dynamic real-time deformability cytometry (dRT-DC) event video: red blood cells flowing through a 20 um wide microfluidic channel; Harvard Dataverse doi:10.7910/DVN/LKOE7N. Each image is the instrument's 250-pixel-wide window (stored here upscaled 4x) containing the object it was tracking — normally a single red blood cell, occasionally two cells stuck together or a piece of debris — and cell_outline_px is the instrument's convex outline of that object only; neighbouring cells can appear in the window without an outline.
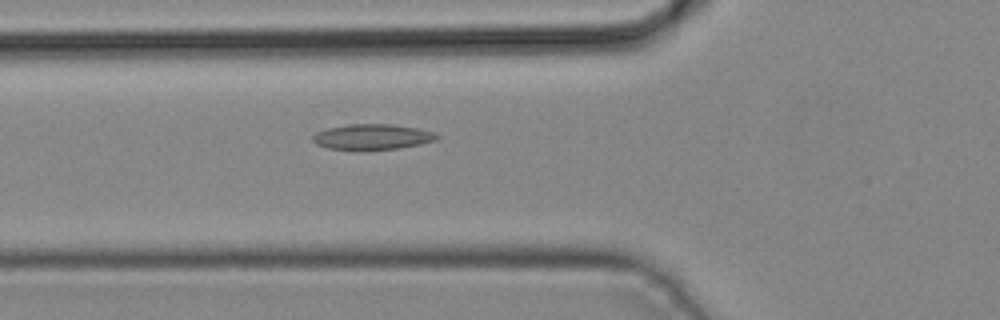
{"species": "common noctule bat (a hibernating species)", "species_latin": "Nyctalus noctula", "temperature_condition": "cold", "stored_images_in_passage": 27, "camera_frame_rate_fps": 3000, "um_per_image_px": 0.085, "animal": {"sex": "male", "body_mass_g": 19.2, "forearm_length_mm": 51.8}, "frame": {"image": 1, "passage_image": 2, "time_ms": 0.333, "image_size_px": [1000, 320], "cell_outline_px": [[440, 136], [436, 140], [420, 144], [400, 148], [360, 152], [328, 148], [316, 144], [312, 140], [312, 136], [316, 132], [328, 128], [348, 124], [392, 124], [416, 128], [432, 132]], "centroid_in_image_um": [31.6, 11.66], "position_along_channel_um": 94.2, "area_um2": 18.9}}
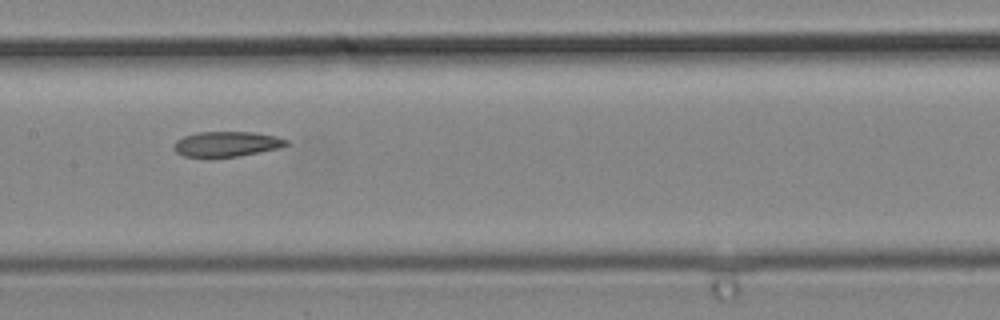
{"frame": {"image": 2, "passage_image": 8, "time_ms": 2.333, "image_size_px": [1000, 320], "cell_outline_px": [[288, 144], [280, 148], [240, 156], [184, 156], [176, 152], [172, 148], [172, 144], [176, 140], [184, 136], [200, 132], [252, 132], [276, 136], [288, 140]], "centroid_in_image_um": [19.26, 12.23], "position_along_channel_um": 188.1, "area_um2": 16.36}}
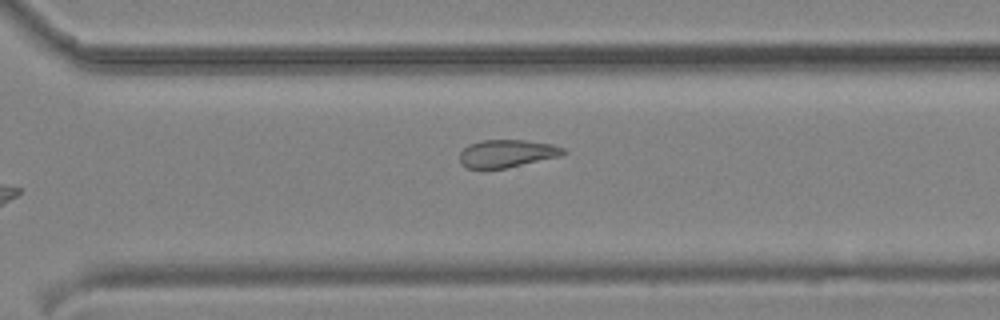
{"frame": {"image": 3, "passage_image": 17, "time_ms": 5.333, "image_size_px": [1000, 320], "cell_outline_px": [[568, 152], [560, 156], [508, 168], [468, 168], [460, 164], [460, 152], [468, 144], [480, 140], [524, 140], [552, 144], [564, 148]], "centroid_in_image_um": [43.09, 13.04], "position_along_channel_um": 327.5, "area_um2": 16.82}}